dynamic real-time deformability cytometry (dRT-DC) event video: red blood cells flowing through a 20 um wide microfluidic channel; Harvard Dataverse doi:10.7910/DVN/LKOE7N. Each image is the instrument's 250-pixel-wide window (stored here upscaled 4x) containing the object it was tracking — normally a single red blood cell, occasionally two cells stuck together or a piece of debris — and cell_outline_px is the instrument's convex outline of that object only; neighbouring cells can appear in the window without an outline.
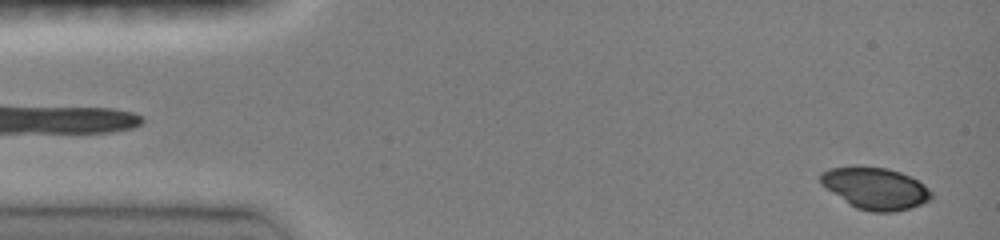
{"species": "common noctule bat (a hibernating species)", "species_latin": "Nyctalus noctula", "temperature_condition": "room temperature", "stored_images_in_passage": 44, "camera_frame_rate_fps": 3000, "um_per_image_px": 0.085, "animal": {"sex": "female", "body_mass_g": 19.0, "forearm_length_mm": 51.5}, "frame": {"image": 1, "passage_image": 1, "time_ms": 0.0, "image_size_px": [1000, 240], "cell_outline_px": [[932, 200], [912, 208], [892, 212], [872, 212], [856, 208], [820, 184], [820, 172], [828, 168], [856, 164], [888, 168], [900, 172], [924, 184], [932, 192]], "centroid_in_image_um": [74.39, 15.98], "position_along_channel_um": 10.6, "area_um2": 27.46}}
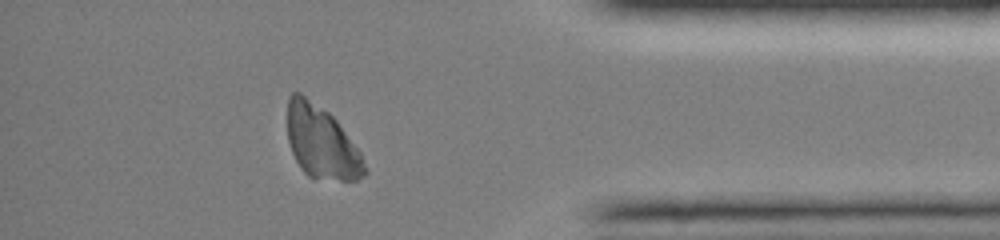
{"frame": {"image": 2, "passage_image": 39, "time_ms": 12.667, "image_size_px": [1000, 240], "cell_outline_px": [[368, 172], [364, 176], [356, 180], [340, 180], [308, 176], [300, 168], [292, 152], [288, 140], [288, 96], [292, 92], [300, 92], [328, 112], [336, 120], [360, 152]], "centroid_in_image_um": [27.32, 12.09], "position_along_channel_um": 407.9, "area_um2": 32.37}}